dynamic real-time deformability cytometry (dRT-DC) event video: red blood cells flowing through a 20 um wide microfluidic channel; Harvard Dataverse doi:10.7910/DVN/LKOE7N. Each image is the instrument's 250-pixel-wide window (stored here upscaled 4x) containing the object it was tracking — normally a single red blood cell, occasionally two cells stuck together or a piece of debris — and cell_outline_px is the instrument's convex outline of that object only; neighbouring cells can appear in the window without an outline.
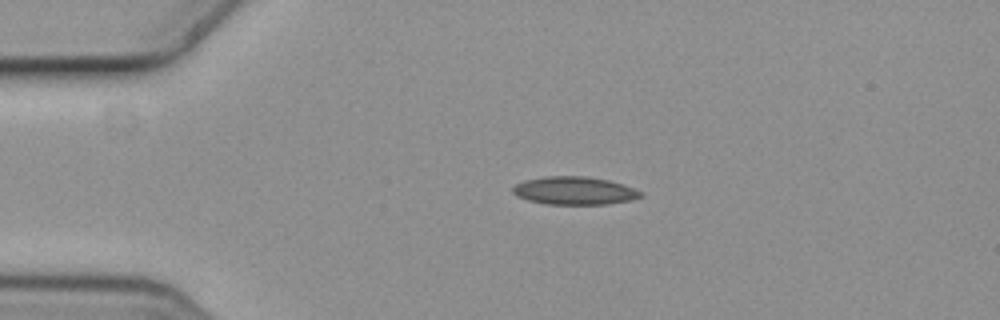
{"species": "common noctule bat (a hibernating species)", "species_latin": "Nyctalus noctula", "temperature_condition": "cold", "stored_images_in_passage": 2, "camera_frame_rate_fps": 3000, "um_per_image_px": 0.085, "animal": {"sex": "female", "body_mass_g": 19.3, "forearm_length_mm": 54.1}, "frame": {"image": 1, "passage_image": 1, "time_ms": 0.0, "image_size_px": [1000, 320], "cell_outline_px": [[644, 196], [632, 200], [608, 204], [544, 204], [528, 200], [516, 196], [512, 192], [512, 188], [516, 184], [524, 180], [544, 176], [584, 176], [608, 180], [632, 188], [640, 192]], "centroid_in_image_um": [48.78, 16.21], "position_along_channel_um": 36.2, "area_um2": 20.81}}